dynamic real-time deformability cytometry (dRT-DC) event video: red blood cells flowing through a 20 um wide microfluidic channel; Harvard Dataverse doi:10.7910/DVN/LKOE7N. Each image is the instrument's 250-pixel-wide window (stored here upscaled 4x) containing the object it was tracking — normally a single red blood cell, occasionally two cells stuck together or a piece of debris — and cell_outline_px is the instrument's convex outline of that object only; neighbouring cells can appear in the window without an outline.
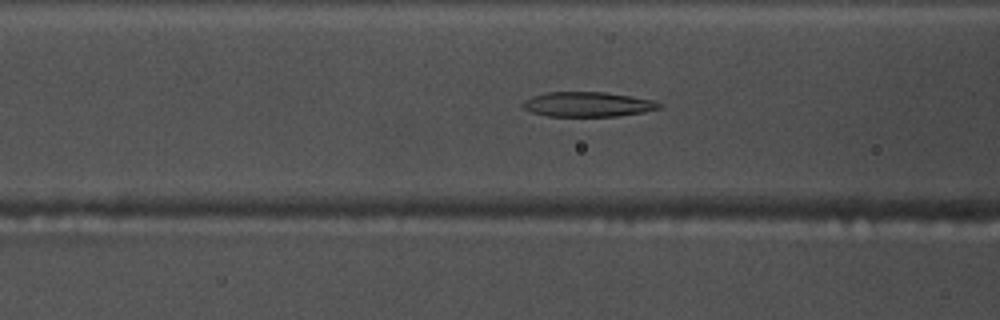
{"species": "common noctule bat (a hibernating species)", "species_latin": "Nyctalus noctula", "temperature_condition": "warm", "stored_images_in_passage": 53, "camera_frame_rate_fps": 3000, "um_per_image_px": 0.085, "animal": {"sex": "male", "body_mass_g": 17.5, "forearm_length_mm": 52.3}, "frame": {"image": 1, "passage_image": 20, "time_ms": 6.333, "image_size_px": [1000, 320], "cell_outline_px": [[664, 104], [660, 108], [640, 112], [616, 116], [548, 116], [532, 112], [524, 108], [520, 104], [524, 100], [532, 96], [548, 92], [604, 92], [652, 100]], "centroid_in_image_um": [49.91, 8.86], "position_along_channel_um": 116.7, "area_um2": 19.48}}
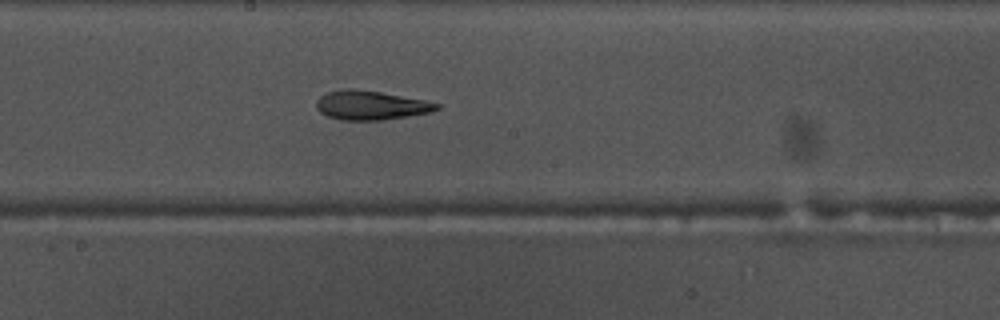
{"frame": {"image": 2, "passage_image": 28, "time_ms": 9.0, "image_size_px": [1000, 320], "cell_outline_px": [[440, 108], [432, 112], [380, 120], [340, 120], [328, 116], [320, 112], [316, 108], [316, 100], [320, 96], [328, 92], [340, 88], [352, 88], [380, 92], [424, 100], [440, 104]], "centroid_in_image_um": [31.48, 8.94], "position_along_channel_um": 216.7, "area_um2": 20.4}}
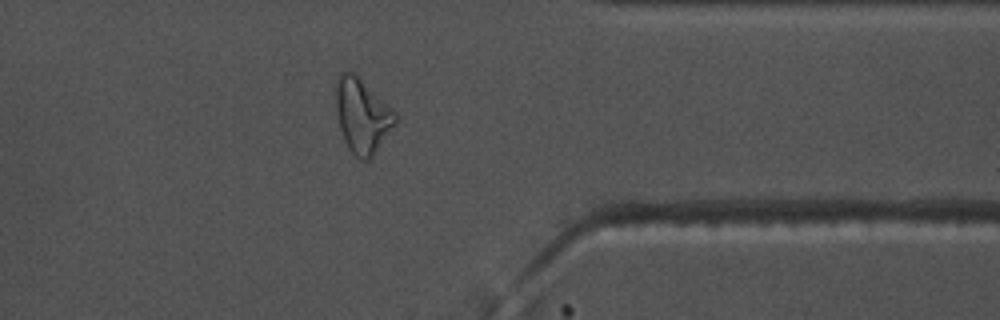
{"frame": {"image": 3, "passage_image": 42, "time_ms": 13.667, "image_size_px": [1000, 320], "cell_outline_px": [[396, 124], [372, 156], [368, 160], [360, 160], [348, 148], [344, 140], [340, 128], [336, 108], [336, 80], [340, 72], [352, 72], [392, 108], [396, 112]], "centroid_in_image_um": [30.78, 9.85], "position_along_channel_um": 380.6, "area_um2": 25.26}, "authors_computed_cell_mechanics": {"area_um2": 21.5594, "velocity_mm_per_s": 3.7619, "shape_relaxation_time_tau1_ms": null, "shape_relaxation_time_tau2_ms": 5.3614, "deformation_change_tau1": null, "deformation_change_tau2": 0.1605}}